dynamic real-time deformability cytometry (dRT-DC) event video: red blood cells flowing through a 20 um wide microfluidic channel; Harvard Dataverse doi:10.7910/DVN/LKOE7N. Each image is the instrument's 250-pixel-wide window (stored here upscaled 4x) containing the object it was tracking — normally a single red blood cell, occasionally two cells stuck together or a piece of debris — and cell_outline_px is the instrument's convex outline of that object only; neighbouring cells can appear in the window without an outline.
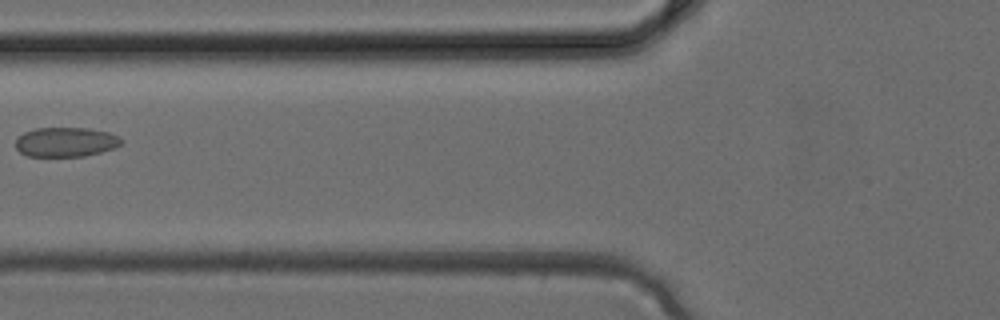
{"species": "common noctule bat (a hibernating species)", "species_latin": "Nyctalus noctula", "temperature_condition": "cold", "stored_images_in_passage": 4, "camera_frame_rate_fps": 3000, "um_per_image_px": 0.085, "animal": {"sex": "female", "body_mass_g": 24.6, "forearm_length_mm": 56.2}, "frame": {"image": 1, "passage_image": 4, "time_ms": 1.0, "image_size_px": [1000, 320], "cell_outline_px": [[124, 140], [116, 148], [84, 156], [28, 156], [20, 152], [16, 148], [16, 140], [24, 132], [36, 128], [88, 128], [108, 132]], "centroid_in_image_um": [5.6, 12.07], "position_along_channel_um": 120.2, "area_um2": 18.09}}